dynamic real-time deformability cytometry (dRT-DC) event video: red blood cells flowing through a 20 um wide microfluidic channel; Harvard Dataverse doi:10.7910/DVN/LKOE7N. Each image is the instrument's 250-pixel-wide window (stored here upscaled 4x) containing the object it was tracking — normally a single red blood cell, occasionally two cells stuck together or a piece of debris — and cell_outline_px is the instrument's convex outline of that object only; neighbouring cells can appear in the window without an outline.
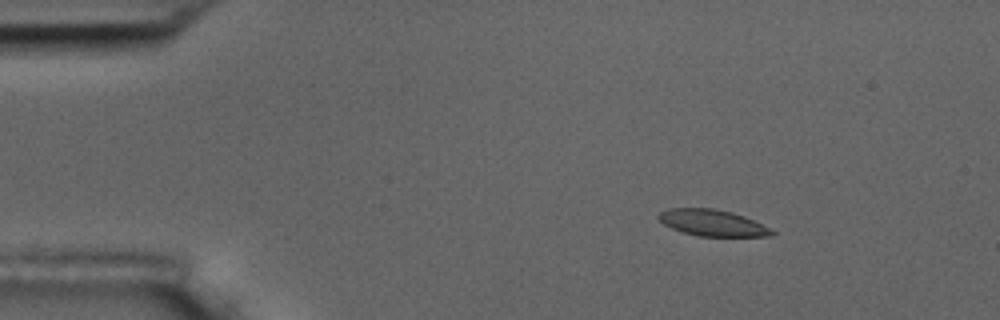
{"species": "common noctule bat (a hibernating species)", "species_latin": "Nyctalus noctula", "temperature_condition": "room temperature", "stored_images_in_passage": 4, "camera_frame_rate_fps": 3000, "um_per_image_px": 0.085, "animal": {"sex": "male", "body_mass_g": 17.5, "forearm_length_mm": 52.3}, "frame": {"image": 1, "passage_image": 1, "time_ms": 0.0, "image_size_px": [1000, 320], "cell_outline_px": [[776, 232], [772, 236], [700, 236], [684, 232], [672, 228], [664, 224], [656, 216], [660, 212], [668, 208], [712, 208], [732, 212], [744, 216]], "centroid_in_image_um": [60.52, 18.93], "position_along_channel_um": 24.5, "area_um2": 17.17}}
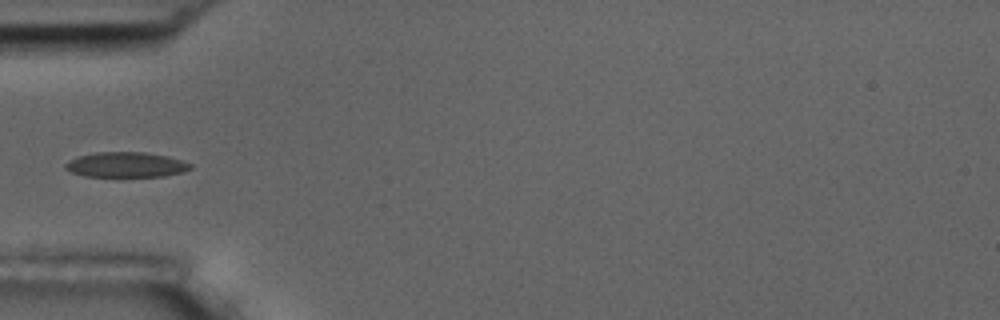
{"frame": {"image": 2, "passage_image": 4, "time_ms": 3.333, "image_size_px": [1000, 320], "cell_outline_px": [[192, 168], [184, 172], [164, 176], [84, 176], [72, 172], [64, 168], [64, 164], [68, 160], [76, 156], [96, 152], [144, 152], [168, 156], [192, 164]], "centroid_in_image_um": [10.69, 13.99], "position_along_channel_um": 74.3, "area_um2": 18.38}}